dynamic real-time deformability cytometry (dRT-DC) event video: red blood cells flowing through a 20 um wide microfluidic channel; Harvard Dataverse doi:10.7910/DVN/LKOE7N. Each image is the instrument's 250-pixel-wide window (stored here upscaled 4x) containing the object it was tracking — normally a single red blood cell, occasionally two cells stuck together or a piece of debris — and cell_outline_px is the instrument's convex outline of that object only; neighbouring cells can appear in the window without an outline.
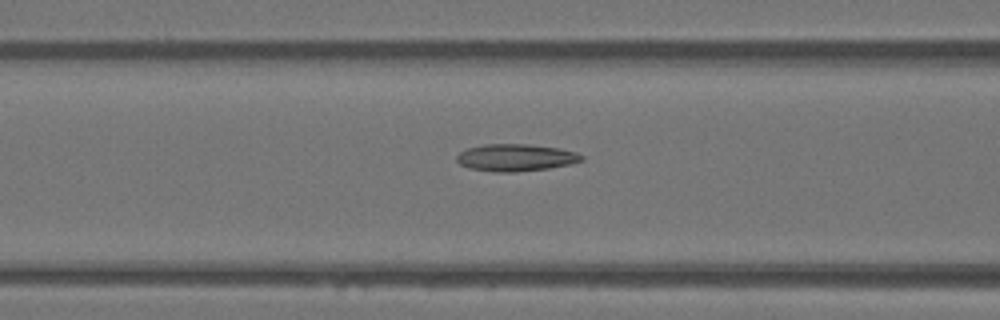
{"species": "Egyptian fruit bat (a non-hibernating species)", "species_latin": "Rousettus aegyptiacus", "temperature_condition": "warm", "stored_images_in_passage": 38, "camera_frame_rate_fps": 3000, "um_per_image_px": 0.085, "animal": {"sex": "female"}, "frame": {"image": 1, "passage_image": 8, "time_ms": 2.333, "image_size_px": [1000, 320], "cell_outline_px": [[584, 160], [572, 164], [548, 168], [516, 172], [492, 172], [468, 168], [460, 164], [456, 160], [456, 156], [460, 152], [468, 148], [484, 144], [528, 144], [560, 148], [576, 152], [584, 156]], "centroid_in_image_um": [43.85, 13.4], "position_along_channel_um": 122.8, "area_um2": 19.94}}
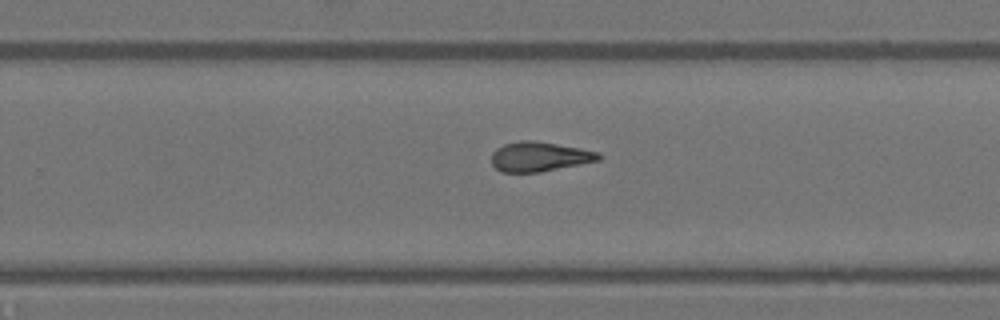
{"frame": {"image": 2, "passage_image": 20, "time_ms": 6.333, "image_size_px": [1000, 320], "cell_outline_px": [[600, 160], [540, 172], [500, 172], [492, 164], [492, 152], [496, 148], [504, 144], [520, 140], [532, 140], [580, 148], [600, 152]], "centroid_in_image_um": [45.83, 13.31], "position_along_channel_um": 284.0, "area_um2": 18.44}}
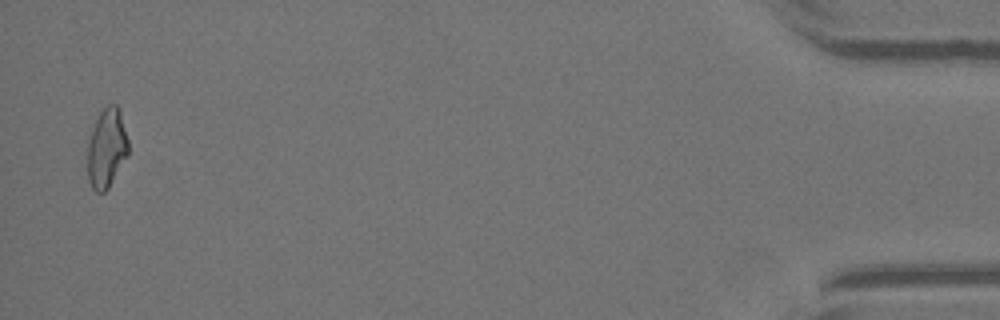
{"frame": {"image": 3, "passage_image": 37, "time_ms": 12.0, "image_size_px": [1000, 320], "cell_outline_px": [[128, 156], [108, 188], [104, 192], [96, 192], [92, 188], [88, 180], [88, 144], [92, 128], [100, 112], [108, 104], [116, 104], [120, 112], [128, 140]], "centroid_in_image_um": [9.07, 12.61], "position_along_channel_um": 426.1, "area_um2": 18.73}, "authors_computed_cell_mechanics": {"area_um2": 18.8139, "velocity_mm_per_s": 4.0389, "shape_relaxation_time_tau1_ms": null, "shape_relaxation_time_tau2_ms": 2.7457, "deformation_change_tau1": null, "deformation_change_tau2": 0.117}}